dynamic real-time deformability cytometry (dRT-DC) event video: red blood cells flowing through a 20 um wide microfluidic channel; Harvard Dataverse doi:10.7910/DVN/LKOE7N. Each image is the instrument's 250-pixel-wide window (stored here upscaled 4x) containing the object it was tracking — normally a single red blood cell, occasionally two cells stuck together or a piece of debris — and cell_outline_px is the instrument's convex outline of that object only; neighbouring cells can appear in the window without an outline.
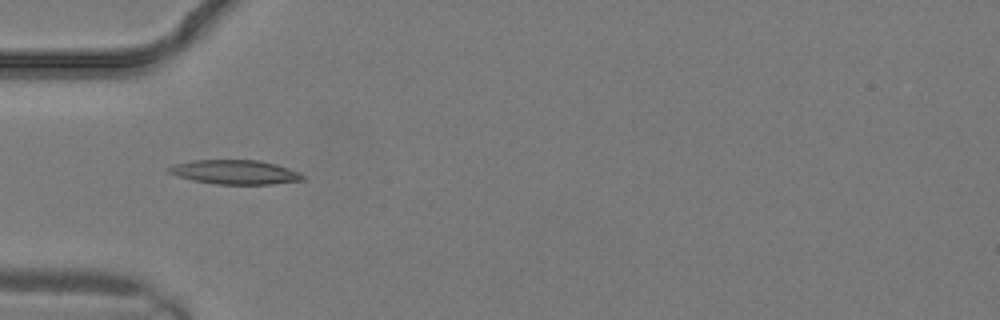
{"species": "common noctule bat (a hibernating species)", "species_latin": "Nyctalus noctula", "temperature_condition": "warm", "stored_images_in_passage": 12, "camera_frame_rate_fps": 3000, "um_per_image_px": 0.085, "animal": {"sex": "male", "body_mass_g": 19.2, "forearm_length_mm": 51.8}, "frame": {"image": 1, "passage_image": 9, "time_ms": 2.667, "image_size_px": [1000, 320], "cell_outline_px": [[304, 180], [272, 184], [216, 184], [192, 180], [176, 176], [168, 172], [168, 168], [176, 164], [192, 160], [256, 160], [276, 164], [300, 172], [304, 176]], "centroid_in_image_um": [19.99, 14.63], "position_along_channel_um": 65.0, "area_um2": 18.84}}
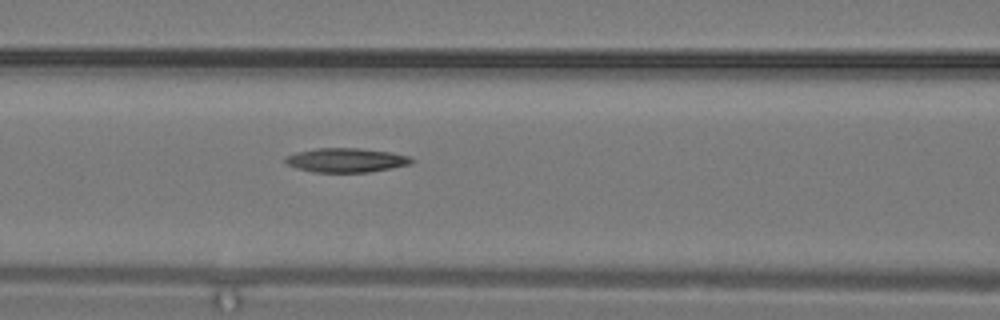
{"frame": {"image": 2, "passage_image": 12, "time_ms": 3.667, "image_size_px": [1000, 320], "cell_outline_px": [[416, 160], [412, 164], [392, 168], [368, 172], [312, 172], [296, 168], [288, 164], [284, 160], [284, 156], [296, 152], [316, 148], [356, 148], [392, 152], [408, 156]], "centroid_in_image_um": [29.43, 13.61], "position_along_channel_um": 137.2, "area_um2": 17.92}}